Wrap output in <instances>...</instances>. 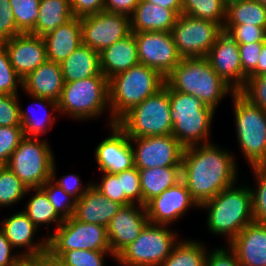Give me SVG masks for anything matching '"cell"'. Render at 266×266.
<instances>
[{"instance_id": "36", "label": "cell", "mask_w": 266, "mask_h": 266, "mask_svg": "<svg viewBox=\"0 0 266 266\" xmlns=\"http://www.w3.org/2000/svg\"><path fill=\"white\" fill-rule=\"evenodd\" d=\"M30 191L31 188H27L6 165H3L0 169V207L15 206L14 204H18Z\"/></svg>"}, {"instance_id": "5", "label": "cell", "mask_w": 266, "mask_h": 266, "mask_svg": "<svg viewBox=\"0 0 266 266\" xmlns=\"http://www.w3.org/2000/svg\"><path fill=\"white\" fill-rule=\"evenodd\" d=\"M172 135L184 148L211 142V124L215 110L192 95L169 87Z\"/></svg>"}, {"instance_id": "51", "label": "cell", "mask_w": 266, "mask_h": 266, "mask_svg": "<svg viewBox=\"0 0 266 266\" xmlns=\"http://www.w3.org/2000/svg\"><path fill=\"white\" fill-rule=\"evenodd\" d=\"M227 247L208 251L204 266H241L235 251L229 245Z\"/></svg>"}, {"instance_id": "58", "label": "cell", "mask_w": 266, "mask_h": 266, "mask_svg": "<svg viewBox=\"0 0 266 266\" xmlns=\"http://www.w3.org/2000/svg\"><path fill=\"white\" fill-rule=\"evenodd\" d=\"M15 266H41V255L37 258H23Z\"/></svg>"}, {"instance_id": "27", "label": "cell", "mask_w": 266, "mask_h": 266, "mask_svg": "<svg viewBox=\"0 0 266 266\" xmlns=\"http://www.w3.org/2000/svg\"><path fill=\"white\" fill-rule=\"evenodd\" d=\"M176 19L171 9L140 0L130 16L131 32H170Z\"/></svg>"}, {"instance_id": "6", "label": "cell", "mask_w": 266, "mask_h": 266, "mask_svg": "<svg viewBox=\"0 0 266 266\" xmlns=\"http://www.w3.org/2000/svg\"><path fill=\"white\" fill-rule=\"evenodd\" d=\"M57 105L59 116L67 114L76 121L95 120L109 110L108 125L116 124L111 119L109 80L106 77H89L65 83Z\"/></svg>"}, {"instance_id": "56", "label": "cell", "mask_w": 266, "mask_h": 266, "mask_svg": "<svg viewBox=\"0 0 266 266\" xmlns=\"http://www.w3.org/2000/svg\"><path fill=\"white\" fill-rule=\"evenodd\" d=\"M262 74H266V42L261 47V55L259 57L256 69L248 77Z\"/></svg>"}, {"instance_id": "43", "label": "cell", "mask_w": 266, "mask_h": 266, "mask_svg": "<svg viewBox=\"0 0 266 266\" xmlns=\"http://www.w3.org/2000/svg\"><path fill=\"white\" fill-rule=\"evenodd\" d=\"M223 30L229 34L238 45L266 42V30L263 27L247 24L224 25Z\"/></svg>"}, {"instance_id": "1", "label": "cell", "mask_w": 266, "mask_h": 266, "mask_svg": "<svg viewBox=\"0 0 266 266\" xmlns=\"http://www.w3.org/2000/svg\"><path fill=\"white\" fill-rule=\"evenodd\" d=\"M219 147L209 142L183 151L181 180L199 206L238 183L234 155Z\"/></svg>"}, {"instance_id": "15", "label": "cell", "mask_w": 266, "mask_h": 266, "mask_svg": "<svg viewBox=\"0 0 266 266\" xmlns=\"http://www.w3.org/2000/svg\"><path fill=\"white\" fill-rule=\"evenodd\" d=\"M139 62L166 77L180 62L171 32L134 33Z\"/></svg>"}, {"instance_id": "49", "label": "cell", "mask_w": 266, "mask_h": 266, "mask_svg": "<svg viewBox=\"0 0 266 266\" xmlns=\"http://www.w3.org/2000/svg\"><path fill=\"white\" fill-rule=\"evenodd\" d=\"M21 33L16 26L10 0H0V43Z\"/></svg>"}, {"instance_id": "16", "label": "cell", "mask_w": 266, "mask_h": 266, "mask_svg": "<svg viewBox=\"0 0 266 266\" xmlns=\"http://www.w3.org/2000/svg\"><path fill=\"white\" fill-rule=\"evenodd\" d=\"M191 207L198 209L200 206L182 180L145 204L149 223L167 226L181 219Z\"/></svg>"}, {"instance_id": "14", "label": "cell", "mask_w": 266, "mask_h": 266, "mask_svg": "<svg viewBox=\"0 0 266 266\" xmlns=\"http://www.w3.org/2000/svg\"><path fill=\"white\" fill-rule=\"evenodd\" d=\"M137 169L181 167L184 147L171 135L130 138ZM134 145V146H133Z\"/></svg>"}, {"instance_id": "47", "label": "cell", "mask_w": 266, "mask_h": 266, "mask_svg": "<svg viewBox=\"0 0 266 266\" xmlns=\"http://www.w3.org/2000/svg\"><path fill=\"white\" fill-rule=\"evenodd\" d=\"M121 180L122 193L133 203L142 205L139 170L134 166L116 174Z\"/></svg>"}, {"instance_id": "31", "label": "cell", "mask_w": 266, "mask_h": 266, "mask_svg": "<svg viewBox=\"0 0 266 266\" xmlns=\"http://www.w3.org/2000/svg\"><path fill=\"white\" fill-rule=\"evenodd\" d=\"M70 0H41L35 28L30 34L44 36L73 18Z\"/></svg>"}, {"instance_id": "48", "label": "cell", "mask_w": 266, "mask_h": 266, "mask_svg": "<svg viewBox=\"0 0 266 266\" xmlns=\"http://www.w3.org/2000/svg\"><path fill=\"white\" fill-rule=\"evenodd\" d=\"M56 162L52 165L53 181L58 184L66 193L70 194L76 200L80 199L84 193L92 186V183L84 185L77 174H69L56 178ZM57 179V180H56Z\"/></svg>"}, {"instance_id": "57", "label": "cell", "mask_w": 266, "mask_h": 266, "mask_svg": "<svg viewBox=\"0 0 266 266\" xmlns=\"http://www.w3.org/2000/svg\"><path fill=\"white\" fill-rule=\"evenodd\" d=\"M41 266H65L58 258L53 257L49 252L41 254Z\"/></svg>"}, {"instance_id": "53", "label": "cell", "mask_w": 266, "mask_h": 266, "mask_svg": "<svg viewBox=\"0 0 266 266\" xmlns=\"http://www.w3.org/2000/svg\"><path fill=\"white\" fill-rule=\"evenodd\" d=\"M13 248L0 228V266H15L24 258L20 252L13 253Z\"/></svg>"}, {"instance_id": "18", "label": "cell", "mask_w": 266, "mask_h": 266, "mask_svg": "<svg viewBox=\"0 0 266 266\" xmlns=\"http://www.w3.org/2000/svg\"><path fill=\"white\" fill-rule=\"evenodd\" d=\"M206 59L213 70L236 92L247 80L240 61V51L234 39L223 31L213 44Z\"/></svg>"}, {"instance_id": "37", "label": "cell", "mask_w": 266, "mask_h": 266, "mask_svg": "<svg viewBox=\"0 0 266 266\" xmlns=\"http://www.w3.org/2000/svg\"><path fill=\"white\" fill-rule=\"evenodd\" d=\"M58 258L65 266H105L104 257L109 255L116 259L111 251H93V250H69L65 253H50Z\"/></svg>"}, {"instance_id": "11", "label": "cell", "mask_w": 266, "mask_h": 266, "mask_svg": "<svg viewBox=\"0 0 266 266\" xmlns=\"http://www.w3.org/2000/svg\"><path fill=\"white\" fill-rule=\"evenodd\" d=\"M47 237L49 253H65L75 249L111 251L105 226L80 222L73 216L64 220Z\"/></svg>"}, {"instance_id": "59", "label": "cell", "mask_w": 266, "mask_h": 266, "mask_svg": "<svg viewBox=\"0 0 266 266\" xmlns=\"http://www.w3.org/2000/svg\"><path fill=\"white\" fill-rule=\"evenodd\" d=\"M236 1H240V0H223V2H224L226 5H228V4L232 3V2H236Z\"/></svg>"}, {"instance_id": "33", "label": "cell", "mask_w": 266, "mask_h": 266, "mask_svg": "<svg viewBox=\"0 0 266 266\" xmlns=\"http://www.w3.org/2000/svg\"><path fill=\"white\" fill-rule=\"evenodd\" d=\"M207 253L202 242L182 238L160 266H204Z\"/></svg>"}, {"instance_id": "54", "label": "cell", "mask_w": 266, "mask_h": 266, "mask_svg": "<svg viewBox=\"0 0 266 266\" xmlns=\"http://www.w3.org/2000/svg\"><path fill=\"white\" fill-rule=\"evenodd\" d=\"M140 0H104V10L131 16Z\"/></svg>"}, {"instance_id": "46", "label": "cell", "mask_w": 266, "mask_h": 266, "mask_svg": "<svg viewBox=\"0 0 266 266\" xmlns=\"http://www.w3.org/2000/svg\"><path fill=\"white\" fill-rule=\"evenodd\" d=\"M19 95L0 94V126L21 127Z\"/></svg>"}, {"instance_id": "52", "label": "cell", "mask_w": 266, "mask_h": 266, "mask_svg": "<svg viewBox=\"0 0 266 266\" xmlns=\"http://www.w3.org/2000/svg\"><path fill=\"white\" fill-rule=\"evenodd\" d=\"M74 17L82 18L104 10V0H70Z\"/></svg>"}, {"instance_id": "2", "label": "cell", "mask_w": 266, "mask_h": 266, "mask_svg": "<svg viewBox=\"0 0 266 266\" xmlns=\"http://www.w3.org/2000/svg\"><path fill=\"white\" fill-rule=\"evenodd\" d=\"M223 189L200 205L207 210V229L218 236H226L227 245L249 224L254 222L252 191L247 185Z\"/></svg>"}, {"instance_id": "55", "label": "cell", "mask_w": 266, "mask_h": 266, "mask_svg": "<svg viewBox=\"0 0 266 266\" xmlns=\"http://www.w3.org/2000/svg\"><path fill=\"white\" fill-rule=\"evenodd\" d=\"M171 9L177 16L182 14V0H141Z\"/></svg>"}, {"instance_id": "45", "label": "cell", "mask_w": 266, "mask_h": 266, "mask_svg": "<svg viewBox=\"0 0 266 266\" xmlns=\"http://www.w3.org/2000/svg\"><path fill=\"white\" fill-rule=\"evenodd\" d=\"M92 185L100 191L104 197L112 201H117L123 206L133 204L124 193H122L121 180L116 174L103 173L101 182H93Z\"/></svg>"}, {"instance_id": "24", "label": "cell", "mask_w": 266, "mask_h": 266, "mask_svg": "<svg viewBox=\"0 0 266 266\" xmlns=\"http://www.w3.org/2000/svg\"><path fill=\"white\" fill-rule=\"evenodd\" d=\"M122 206L117 201L104 197L92 185L80 199L76 200L73 217L80 222L107 227Z\"/></svg>"}, {"instance_id": "19", "label": "cell", "mask_w": 266, "mask_h": 266, "mask_svg": "<svg viewBox=\"0 0 266 266\" xmlns=\"http://www.w3.org/2000/svg\"><path fill=\"white\" fill-rule=\"evenodd\" d=\"M148 223L145 206H122L106 227L109 246L114 256L134 242Z\"/></svg>"}, {"instance_id": "21", "label": "cell", "mask_w": 266, "mask_h": 266, "mask_svg": "<svg viewBox=\"0 0 266 266\" xmlns=\"http://www.w3.org/2000/svg\"><path fill=\"white\" fill-rule=\"evenodd\" d=\"M1 221L0 228L14 249H24L21 252L24 258H37L48 252V237L34 241L39 228L22 210Z\"/></svg>"}, {"instance_id": "23", "label": "cell", "mask_w": 266, "mask_h": 266, "mask_svg": "<svg viewBox=\"0 0 266 266\" xmlns=\"http://www.w3.org/2000/svg\"><path fill=\"white\" fill-rule=\"evenodd\" d=\"M64 84L60 64L47 60L23 79L22 89L26 95L48 98L58 102Z\"/></svg>"}, {"instance_id": "26", "label": "cell", "mask_w": 266, "mask_h": 266, "mask_svg": "<svg viewBox=\"0 0 266 266\" xmlns=\"http://www.w3.org/2000/svg\"><path fill=\"white\" fill-rule=\"evenodd\" d=\"M99 54L101 72L108 80L140 63L134 33L105 48Z\"/></svg>"}, {"instance_id": "39", "label": "cell", "mask_w": 266, "mask_h": 266, "mask_svg": "<svg viewBox=\"0 0 266 266\" xmlns=\"http://www.w3.org/2000/svg\"><path fill=\"white\" fill-rule=\"evenodd\" d=\"M41 0H10L17 28L30 33L35 28Z\"/></svg>"}, {"instance_id": "3", "label": "cell", "mask_w": 266, "mask_h": 266, "mask_svg": "<svg viewBox=\"0 0 266 266\" xmlns=\"http://www.w3.org/2000/svg\"><path fill=\"white\" fill-rule=\"evenodd\" d=\"M165 80L172 90L195 96L215 111L222 99L236 92L213 70L206 57L181 58Z\"/></svg>"}, {"instance_id": "12", "label": "cell", "mask_w": 266, "mask_h": 266, "mask_svg": "<svg viewBox=\"0 0 266 266\" xmlns=\"http://www.w3.org/2000/svg\"><path fill=\"white\" fill-rule=\"evenodd\" d=\"M223 27L213 21L180 14L171 35L181 58L206 57Z\"/></svg>"}, {"instance_id": "8", "label": "cell", "mask_w": 266, "mask_h": 266, "mask_svg": "<svg viewBox=\"0 0 266 266\" xmlns=\"http://www.w3.org/2000/svg\"><path fill=\"white\" fill-rule=\"evenodd\" d=\"M239 147L249 167L266 165V111L239 92L231 95Z\"/></svg>"}, {"instance_id": "22", "label": "cell", "mask_w": 266, "mask_h": 266, "mask_svg": "<svg viewBox=\"0 0 266 266\" xmlns=\"http://www.w3.org/2000/svg\"><path fill=\"white\" fill-rule=\"evenodd\" d=\"M241 266H266V225H247L229 244Z\"/></svg>"}, {"instance_id": "29", "label": "cell", "mask_w": 266, "mask_h": 266, "mask_svg": "<svg viewBox=\"0 0 266 266\" xmlns=\"http://www.w3.org/2000/svg\"><path fill=\"white\" fill-rule=\"evenodd\" d=\"M28 96H30L34 100V103H32L33 105L34 104L39 105L38 106L39 113L37 112V114H35L31 112L30 111L31 109L29 110V108L24 110L20 104L19 111H20L21 127L24 132V137L39 138L40 137L39 135L42 134L44 135L47 132H49L50 129H52L54 121H56V117H59L56 115L53 116L54 112L55 113L57 112L58 114V105L56 101L48 98L35 97L32 95ZM42 108L45 109L50 108L51 110L47 109L43 113L41 110Z\"/></svg>"}, {"instance_id": "50", "label": "cell", "mask_w": 266, "mask_h": 266, "mask_svg": "<svg viewBox=\"0 0 266 266\" xmlns=\"http://www.w3.org/2000/svg\"><path fill=\"white\" fill-rule=\"evenodd\" d=\"M265 42L238 45L243 73L248 77L257 67L261 55V47Z\"/></svg>"}, {"instance_id": "34", "label": "cell", "mask_w": 266, "mask_h": 266, "mask_svg": "<svg viewBox=\"0 0 266 266\" xmlns=\"http://www.w3.org/2000/svg\"><path fill=\"white\" fill-rule=\"evenodd\" d=\"M32 191L35 193L34 195L31 194V198L28 199L26 207L22 211L37 227L45 224L49 228V224L54 223L58 228L64 219L55 211L46 194L40 188H31Z\"/></svg>"}, {"instance_id": "41", "label": "cell", "mask_w": 266, "mask_h": 266, "mask_svg": "<svg viewBox=\"0 0 266 266\" xmlns=\"http://www.w3.org/2000/svg\"><path fill=\"white\" fill-rule=\"evenodd\" d=\"M22 81L10 63L7 50L0 43V94L18 95V88L20 86L22 88Z\"/></svg>"}, {"instance_id": "4", "label": "cell", "mask_w": 266, "mask_h": 266, "mask_svg": "<svg viewBox=\"0 0 266 266\" xmlns=\"http://www.w3.org/2000/svg\"><path fill=\"white\" fill-rule=\"evenodd\" d=\"M165 77L142 63L109 79L111 119L117 123L127 112L165 85Z\"/></svg>"}, {"instance_id": "25", "label": "cell", "mask_w": 266, "mask_h": 266, "mask_svg": "<svg viewBox=\"0 0 266 266\" xmlns=\"http://www.w3.org/2000/svg\"><path fill=\"white\" fill-rule=\"evenodd\" d=\"M42 38L46 47L47 60L61 64L82 44L80 18L73 17Z\"/></svg>"}, {"instance_id": "32", "label": "cell", "mask_w": 266, "mask_h": 266, "mask_svg": "<svg viewBox=\"0 0 266 266\" xmlns=\"http://www.w3.org/2000/svg\"><path fill=\"white\" fill-rule=\"evenodd\" d=\"M253 25L266 30V7L256 0H240L227 5L224 25Z\"/></svg>"}, {"instance_id": "10", "label": "cell", "mask_w": 266, "mask_h": 266, "mask_svg": "<svg viewBox=\"0 0 266 266\" xmlns=\"http://www.w3.org/2000/svg\"><path fill=\"white\" fill-rule=\"evenodd\" d=\"M47 139L24 137L6 166L27 188H40L52 176L55 161Z\"/></svg>"}, {"instance_id": "17", "label": "cell", "mask_w": 266, "mask_h": 266, "mask_svg": "<svg viewBox=\"0 0 266 266\" xmlns=\"http://www.w3.org/2000/svg\"><path fill=\"white\" fill-rule=\"evenodd\" d=\"M109 136L95 149V160L102 173L118 174L134 167V153L130 138L117 125H110Z\"/></svg>"}, {"instance_id": "9", "label": "cell", "mask_w": 266, "mask_h": 266, "mask_svg": "<svg viewBox=\"0 0 266 266\" xmlns=\"http://www.w3.org/2000/svg\"><path fill=\"white\" fill-rule=\"evenodd\" d=\"M167 225L148 223L140 235L125 247L115 261L120 266H160L180 240Z\"/></svg>"}, {"instance_id": "7", "label": "cell", "mask_w": 266, "mask_h": 266, "mask_svg": "<svg viewBox=\"0 0 266 266\" xmlns=\"http://www.w3.org/2000/svg\"><path fill=\"white\" fill-rule=\"evenodd\" d=\"M169 86L165 85L127 112L116 124L129 138L172 134Z\"/></svg>"}, {"instance_id": "35", "label": "cell", "mask_w": 266, "mask_h": 266, "mask_svg": "<svg viewBox=\"0 0 266 266\" xmlns=\"http://www.w3.org/2000/svg\"><path fill=\"white\" fill-rule=\"evenodd\" d=\"M227 5L223 0H182V14L213 21L224 27Z\"/></svg>"}, {"instance_id": "30", "label": "cell", "mask_w": 266, "mask_h": 266, "mask_svg": "<svg viewBox=\"0 0 266 266\" xmlns=\"http://www.w3.org/2000/svg\"><path fill=\"white\" fill-rule=\"evenodd\" d=\"M138 170L143 206L181 180V167H156Z\"/></svg>"}, {"instance_id": "20", "label": "cell", "mask_w": 266, "mask_h": 266, "mask_svg": "<svg viewBox=\"0 0 266 266\" xmlns=\"http://www.w3.org/2000/svg\"><path fill=\"white\" fill-rule=\"evenodd\" d=\"M7 50L10 63L22 80L47 61L43 38L21 33L1 42Z\"/></svg>"}, {"instance_id": "13", "label": "cell", "mask_w": 266, "mask_h": 266, "mask_svg": "<svg viewBox=\"0 0 266 266\" xmlns=\"http://www.w3.org/2000/svg\"><path fill=\"white\" fill-rule=\"evenodd\" d=\"M80 22L82 43L98 53L132 33L130 17L120 13L103 10Z\"/></svg>"}, {"instance_id": "38", "label": "cell", "mask_w": 266, "mask_h": 266, "mask_svg": "<svg viewBox=\"0 0 266 266\" xmlns=\"http://www.w3.org/2000/svg\"><path fill=\"white\" fill-rule=\"evenodd\" d=\"M40 189L46 194L55 211L64 219H69L75 211L76 199L66 193L52 178Z\"/></svg>"}, {"instance_id": "60", "label": "cell", "mask_w": 266, "mask_h": 266, "mask_svg": "<svg viewBox=\"0 0 266 266\" xmlns=\"http://www.w3.org/2000/svg\"><path fill=\"white\" fill-rule=\"evenodd\" d=\"M256 1L266 7V0H256Z\"/></svg>"}, {"instance_id": "40", "label": "cell", "mask_w": 266, "mask_h": 266, "mask_svg": "<svg viewBox=\"0 0 266 266\" xmlns=\"http://www.w3.org/2000/svg\"><path fill=\"white\" fill-rule=\"evenodd\" d=\"M256 186L252 191L254 222L266 225V165L250 167Z\"/></svg>"}, {"instance_id": "42", "label": "cell", "mask_w": 266, "mask_h": 266, "mask_svg": "<svg viewBox=\"0 0 266 266\" xmlns=\"http://www.w3.org/2000/svg\"><path fill=\"white\" fill-rule=\"evenodd\" d=\"M238 92L251 104L266 111V74L247 77Z\"/></svg>"}, {"instance_id": "28", "label": "cell", "mask_w": 266, "mask_h": 266, "mask_svg": "<svg viewBox=\"0 0 266 266\" xmlns=\"http://www.w3.org/2000/svg\"><path fill=\"white\" fill-rule=\"evenodd\" d=\"M60 66L65 83L89 77H105L100 68V54L83 43Z\"/></svg>"}, {"instance_id": "44", "label": "cell", "mask_w": 266, "mask_h": 266, "mask_svg": "<svg viewBox=\"0 0 266 266\" xmlns=\"http://www.w3.org/2000/svg\"><path fill=\"white\" fill-rule=\"evenodd\" d=\"M24 138L22 127L0 126V162L6 165Z\"/></svg>"}]
</instances>
